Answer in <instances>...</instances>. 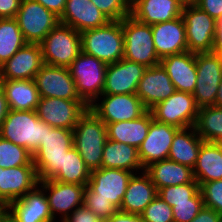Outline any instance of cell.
<instances>
[{"mask_svg": "<svg viewBox=\"0 0 222 222\" xmlns=\"http://www.w3.org/2000/svg\"><path fill=\"white\" fill-rule=\"evenodd\" d=\"M106 140L105 123L88 108L73 129V147L90 171L101 168Z\"/></svg>", "mask_w": 222, "mask_h": 222, "instance_id": "1", "label": "cell"}, {"mask_svg": "<svg viewBox=\"0 0 222 222\" xmlns=\"http://www.w3.org/2000/svg\"><path fill=\"white\" fill-rule=\"evenodd\" d=\"M73 130L46 124L45 136L33 154L39 180L52 179L63 167L65 153L73 147Z\"/></svg>", "mask_w": 222, "mask_h": 222, "instance_id": "2", "label": "cell"}, {"mask_svg": "<svg viewBox=\"0 0 222 222\" xmlns=\"http://www.w3.org/2000/svg\"><path fill=\"white\" fill-rule=\"evenodd\" d=\"M82 52L106 64L124 58L122 20L109 21L106 25L80 33Z\"/></svg>", "mask_w": 222, "mask_h": 222, "instance_id": "3", "label": "cell"}, {"mask_svg": "<svg viewBox=\"0 0 222 222\" xmlns=\"http://www.w3.org/2000/svg\"><path fill=\"white\" fill-rule=\"evenodd\" d=\"M46 123L36 111L9 110L0 126V137L27 149L32 155L45 136Z\"/></svg>", "mask_w": 222, "mask_h": 222, "instance_id": "4", "label": "cell"}, {"mask_svg": "<svg viewBox=\"0 0 222 222\" xmlns=\"http://www.w3.org/2000/svg\"><path fill=\"white\" fill-rule=\"evenodd\" d=\"M40 46L44 64L68 68L82 52L81 35L69 25L59 22Z\"/></svg>", "mask_w": 222, "mask_h": 222, "instance_id": "5", "label": "cell"}, {"mask_svg": "<svg viewBox=\"0 0 222 222\" xmlns=\"http://www.w3.org/2000/svg\"><path fill=\"white\" fill-rule=\"evenodd\" d=\"M108 64L81 52L68 67L79 97L90 106L104 89Z\"/></svg>", "mask_w": 222, "mask_h": 222, "instance_id": "6", "label": "cell"}, {"mask_svg": "<svg viewBox=\"0 0 222 222\" xmlns=\"http://www.w3.org/2000/svg\"><path fill=\"white\" fill-rule=\"evenodd\" d=\"M124 59L149 68L160 64L155 51L151 25L143 24L132 16L122 19Z\"/></svg>", "mask_w": 222, "mask_h": 222, "instance_id": "7", "label": "cell"}, {"mask_svg": "<svg viewBox=\"0 0 222 222\" xmlns=\"http://www.w3.org/2000/svg\"><path fill=\"white\" fill-rule=\"evenodd\" d=\"M133 174V172L116 168L101 167L93 170L85 187L84 198H103L120 209Z\"/></svg>", "mask_w": 222, "mask_h": 222, "instance_id": "8", "label": "cell"}, {"mask_svg": "<svg viewBox=\"0 0 222 222\" xmlns=\"http://www.w3.org/2000/svg\"><path fill=\"white\" fill-rule=\"evenodd\" d=\"M15 19L26 43L40 44L60 22L59 17L34 0H21Z\"/></svg>", "mask_w": 222, "mask_h": 222, "instance_id": "9", "label": "cell"}, {"mask_svg": "<svg viewBox=\"0 0 222 222\" xmlns=\"http://www.w3.org/2000/svg\"><path fill=\"white\" fill-rule=\"evenodd\" d=\"M186 42L191 53H211L217 21L196 5L183 6Z\"/></svg>", "mask_w": 222, "mask_h": 222, "instance_id": "10", "label": "cell"}, {"mask_svg": "<svg viewBox=\"0 0 222 222\" xmlns=\"http://www.w3.org/2000/svg\"><path fill=\"white\" fill-rule=\"evenodd\" d=\"M197 81L193 92L197 107L215 105L222 81V58L211 53L196 54Z\"/></svg>", "mask_w": 222, "mask_h": 222, "instance_id": "11", "label": "cell"}, {"mask_svg": "<svg viewBox=\"0 0 222 222\" xmlns=\"http://www.w3.org/2000/svg\"><path fill=\"white\" fill-rule=\"evenodd\" d=\"M150 112L154 120L184 129L195 125L199 108L193 94L176 91L151 108Z\"/></svg>", "mask_w": 222, "mask_h": 222, "instance_id": "12", "label": "cell"}, {"mask_svg": "<svg viewBox=\"0 0 222 222\" xmlns=\"http://www.w3.org/2000/svg\"><path fill=\"white\" fill-rule=\"evenodd\" d=\"M101 97L97 98L89 109L105 124L134 120L147 111L136 94L101 95ZM100 99L101 103L98 102Z\"/></svg>", "mask_w": 222, "mask_h": 222, "instance_id": "13", "label": "cell"}, {"mask_svg": "<svg viewBox=\"0 0 222 222\" xmlns=\"http://www.w3.org/2000/svg\"><path fill=\"white\" fill-rule=\"evenodd\" d=\"M89 106L84 101L61 98H40L36 108L40 120L54 128L73 130Z\"/></svg>", "mask_w": 222, "mask_h": 222, "instance_id": "14", "label": "cell"}, {"mask_svg": "<svg viewBox=\"0 0 222 222\" xmlns=\"http://www.w3.org/2000/svg\"><path fill=\"white\" fill-rule=\"evenodd\" d=\"M34 81L41 98H61L71 101H83L75 82L66 67L43 64Z\"/></svg>", "mask_w": 222, "mask_h": 222, "instance_id": "15", "label": "cell"}, {"mask_svg": "<svg viewBox=\"0 0 222 222\" xmlns=\"http://www.w3.org/2000/svg\"><path fill=\"white\" fill-rule=\"evenodd\" d=\"M38 185L46 193L50 212L54 219L57 213L61 214L62 221L76 208L83 206L85 185L63 183L52 179L39 180Z\"/></svg>", "mask_w": 222, "mask_h": 222, "instance_id": "16", "label": "cell"}, {"mask_svg": "<svg viewBox=\"0 0 222 222\" xmlns=\"http://www.w3.org/2000/svg\"><path fill=\"white\" fill-rule=\"evenodd\" d=\"M146 69L144 65L124 58L108 64L102 95L136 94Z\"/></svg>", "mask_w": 222, "mask_h": 222, "instance_id": "17", "label": "cell"}, {"mask_svg": "<svg viewBox=\"0 0 222 222\" xmlns=\"http://www.w3.org/2000/svg\"><path fill=\"white\" fill-rule=\"evenodd\" d=\"M38 184L39 178L34 165L0 168V204L7 206Z\"/></svg>", "mask_w": 222, "mask_h": 222, "instance_id": "18", "label": "cell"}, {"mask_svg": "<svg viewBox=\"0 0 222 222\" xmlns=\"http://www.w3.org/2000/svg\"><path fill=\"white\" fill-rule=\"evenodd\" d=\"M178 127L152 120L146 139L138 148L139 160L142 167L149 164L168 159L172 140Z\"/></svg>", "mask_w": 222, "mask_h": 222, "instance_id": "19", "label": "cell"}, {"mask_svg": "<svg viewBox=\"0 0 222 222\" xmlns=\"http://www.w3.org/2000/svg\"><path fill=\"white\" fill-rule=\"evenodd\" d=\"M40 44L26 43L0 67L1 80L34 79L43 65Z\"/></svg>", "mask_w": 222, "mask_h": 222, "instance_id": "20", "label": "cell"}, {"mask_svg": "<svg viewBox=\"0 0 222 222\" xmlns=\"http://www.w3.org/2000/svg\"><path fill=\"white\" fill-rule=\"evenodd\" d=\"M175 92L176 88L169 75L162 65L158 64L145 70L142 79L139 81L136 95L145 108L150 110Z\"/></svg>", "mask_w": 222, "mask_h": 222, "instance_id": "21", "label": "cell"}, {"mask_svg": "<svg viewBox=\"0 0 222 222\" xmlns=\"http://www.w3.org/2000/svg\"><path fill=\"white\" fill-rule=\"evenodd\" d=\"M151 27L155 51L160 59L188 51L182 16L168 22L151 25Z\"/></svg>", "mask_w": 222, "mask_h": 222, "instance_id": "22", "label": "cell"}, {"mask_svg": "<svg viewBox=\"0 0 222 222\" xmlns=\"http://www.w3.org/2000/svg\"><path fill=\"white\" fill-rule=\"evenodd\" d=\"M160 64L169 75L176 91L193 94L196 81V54L185 51L160 59Z\"/></svg>", "mask_w": 222, "mask_h": 222, "instance_id": "23", "label": "cell"}, {"mask_svg": "<svg viewBox=\"0 0 222 222\" xmlns=\"http://www.w3.org/2000/svg\"><path fill=\"white\" fill-rule=\"evenodd\" d=\"M59 21L81 33L85 30L102 27L110 20L91 0H67Z\"/></svg>", "mask_w": 222, "mask_h": 222, "instance_id": "24", "label": "cell"}, {"mask_svg": "<svg viewBox=\"0 0 222 222\" xmlns=\"http://www.w3.org/2000/svg\"><path fill=\"white\" fill-rule=\"evenodd\" d=\"M7 207L20 222H55L46 194L38 185L22 198L11 201Z\"/></svg>", "mask_w": 222, "mask_h": 222, "instance_id": "25", "label": "cell"}, {"mask_svg": "<svg viewBox=\"0 0 222 222\" xmlns=\"http://www.w3.org/2000/svg\"><path fill=\"white\" fill-rule=\"evenodd\" d=\"M182 9L177 0H137L130 6V16L143 24L154 25L182 16Z\"/></svg>", "mask_w": 222, "mask_h": 222, "instance_id": "26", "label": "cell"}, {"mask_svg": "<svg viewBox=\"0 0 222 222\" xmlns=\"http://www.w3.org/2000/svg\"><path fill=\"white\" fill-rule=\"evenodd\" d=\"M136 173L128 183L119 211L140 215L157 196L158 191L144 170L142 175L137 176Z\"/></svg>", "mask_w": 222, "mask_h": 222, "instance_id": "27", "label": "cell"}, {"mask_svg": "<svg viewBox=\"0 0 222 222\" xmlns=\"http://www.w3.org/2000/svg\"><path fill=\"white\" fill-rule=\"evenodd\" d=\"M157 191L167 186L186 184L195 180L193 169L170 159L160 160L144 168Z\"/></svg>", "mask_w": 222, "mask_h": 222, "instance_id": "28", "label": "cell"}, {"mask_svg": "<svg viewBox=\"0 0 222 222\" xmlns=\"http://www.w3.org/2000/svg\"><path fill=\"white\" fill-rule=\"evenodd\" d=\"M152 120V113L150 110H147L137 119L105 124L107 139L132 145L138 149L147 137Z\"/></svg>", "mask_w": 222, "mask_h": 222, "instance_id": "29", "label": "cell"}, {"mask_svg": "<svg viewBox=\"0 0 222 222\" xmlns=\"http://www.w3.org/2000/svg\"><path fill=\"white\" fill-rule=\"evenodd\" d=\"M9 110L36 111L40 101L34 79L28 80H0Z\"/></svg>", "mask_w": 222, "mask_h": 222, "instance_id": "30", "label": "cell"}, {"mask_svg": "<svg viewBox=\"0 0 222 222\" xmlns=\"http://www.w3.org/2000/svg\"><path fill=\"white\" fill-rule=\"evenodd\" d=\"M193 174L200 186L205 182L222 179V143H202Z\"/></svg>", "mask_w": 222, "mask_h": 222, "instance_id": "31", "label": "cell"}, {"mask_svg": "<svg viewBox=\"0 0 222 222\" xmlns=\"http://www.w3.org/2000/svg\"><path fill=\"white\" fill-rule=\"evenodd\" d=\"M203 142L194 126L179 129L173 137L168 159L193 169Z\"/></svg>", "mask_w": 222, "mask_h": 222, "instance_id": "32", "label": "cell"}, {"mask_svg": "<svg viewBox=\"0 0 222 222\" xmlns=\"http://www.w3.org/2000/svg\"><path fill=\"white\" fill-rule=\"evenodd\" d=\"M104 168L123 169L130 172L144 170L135 146L107 139L103 148L102 165Z\"/></svg>", "mask_w": 222, "mask_h": 222, "instance_id": "33", "label": "cell"}, {"mask_svg": "<svg viewBox=\"0 0 222 222\" xmlns=\"http://www.w3.org/2000/svg\"><path fill=\"white\" fill-rule=\"evenodd\" d=\"M194 127L203 141L222 143V107L200 108Z\"/></svg>", "mask_w": 222, "mask_h": 222, "instance_id": "34", "label": "cell"}, {"mask_svg": "<svg viewBox=\"0 0 222 222\" xmlns=\"http://www.w3.org/2000/svg\"><path fill=\"white\" fill-rule=\"evenodd\" d=\"M90 173L91 171L86 167L79 152L72 147L65 153L63 167L52 180L86 186L90 179Z\"/></svg>", "mask_w": 222, "mask_h": 222, "instance_id": "35", "label": "cell"}, {"mask_svg": "<svg viewBox=\"0 0 222 222\" xmlns=\"http://www.w3.org/2000/svg\"><path fill=\"white\" fill-rule=\"evenodd\" d=\"M26 44L15 18L0 19V66Z\"/></svg>", "mask_w": 222, "mask_h": 222, "instance_id": "36", "label": "cell"}, {"mask_svg": "<svg viewBox=\"0 0 222 222\" xmlns=\"http://www.w3.org/2000/svg\"><path fill=\"white\" fill-rule=\"evenodd\" d=\"M34 165L33 155L25 148L0 137V168Z\"/></svg>", "mask_w": 222, "mask_h": 222, "instance_id": "37", "label": "cell"}, {"mask_svg": "<svg viewBox=\"0 0 222 222\" xmlns=\"http://www.w3.org/2000/svg\"><path fill=\"white\" fill-rule=\"evenodd\" d=\"M200 190L199 183L193 182L175 186H167L158 190V196L173 207V203L190 202V199Z\"/></svg>", "mask_w": 222, "mask_h": 222, "instance_id": "38", "label": "cell"}, {"mask_svg": "<svg viewBox=\"0 0 222 222\" xmlns=\"http://www.w3.org/2000/svg\"><path fill=\"white\" fill-rule=\"evenodd\" d=\"M204 207L202 193L199 190L190 202L173 203L174 222H191Z\"/></svg>", "mask_w": 222, "mask_h": 222, "instance_id": "39", "label": "cell"}, {"mask_svg": "<svg viewBox=\"0 0 222 222\" xmlns=\"http://www.w3.org/2000/svg\"><path fill=\"white\" fill-rule=\"evenodd\" d=\"M140 215L144 222H174L172 207L158 195Z\"/></svg>", "mask_w": 222, "mask_h": 222, "instance_id": "40", "label": "cell"}, {"mask_svg": "<svg viewBox=\"0 0 222 222\" xmlns=\"http://www.w3.org/2000/svg\"><path fill=\"white\" fill-rule=\"evenodd\" d=\"M204 206L222 216V179L205 182L200 186Z\"/></svg>", "mask_w": 222, "mask_h": 222, "instance_id": "41", "label": "cell"}, {"mask_svg": "<svg viewBox=\"0 0 222 222\" xmlns=\"http://www.w3.org/2000/svg\"><path fill=\"white\" fill-rule=\"evenodd\" d=\"M110 20H122L130 15V6L125 0H91Z\"/></svg>", "mask_w": 222, "mask_h": 222, "instance_id": "42", "label": "cell"}, {"mask_svg": "<svg viewBox=\"0 0 222 222\" xmlns=\"http://www.w3.org/2000/svg\"><path fill=\"white\" fill-rule=\"evenodd\" d=\"M83 205L106 222L119 209L103 198H84Z\"/></svg>", "mask_w": 222, "mask_h": 222, "instance_id": "43", "label": "cell"}, {"mask_svg": "<svg viewBox=\"0 0 222 222\" xmlns=\"http://www.w3.org/2000/svg\"><path fill=\"white\" fill-rule=\"evenodd\" d=\"M61 222H104V221L83 205L81 207L76 208Z\"/></svg>", "mask_w": 222, "mask_h": 222, "instance_id": "44", "label": "cell"}, {"mask_svg": "<svg viewBox=\"0 0 222 222\" xmlns=\"http://www.w3.org/2000/svg\"><path fill=\"white\" fill-rule=\"evenodd\" d=\"M196 6L207 12L216 21L222 17V0H198Z\"/></svg>", "mask_w": 222, "mask_h": 222, "instance_id": "45", "label": "cell"}, {"mask_svg": "<svg viewBox=\"0 0 222 222\" xmlns=\"http://www.w3.org/2000/svg\"><path fill=\"white\" fill-rule=\"evenodd\" d=\"M21 0H0V19L15 18L19 11Z\"/></svg>", "mask_w": 222, "mask_h": 222, "instance_id": "46", "label": "cell"}, {"mask_svg": "<svg viewBox=\"0 0 222 222\" xmlns=\"http://www.w3.org/2000/svg\"><path fill=\"white\" fill-rule=\"evenodd\" d=\"M222 216L211 208L203 207L191 222H219Z\"/></svg>", "mask_w": 222, "mask_h": 222, "instance_id": "47", "label": "cell"}, {"mask_svg": "<svg viewBox=\"0 0 222 222\" xmlns=\"http://www.w3.org/2000/svg\"><path fill=\"white\" fill-rule=\"evenodd\" d=\"M42 4L46 9L53 12L59 18L64 12L67 0H34Z\"/></svg>", "mask_w": 222, "mask_h": 222, "instance_id": "48", "label": "cell"}, {"mask_svg": "<svg viewBox=\"0 0 222 222\" xmlns=\"http://www.w3.org/2000/svg\"><path fill=\"white\" fill-rule=\"evenodd\" d=\"M106 222H144L141 215L117 211Z\"/></svg>", "mask_w": 222, "mask_h": 222, "instance_id": "49", "label": "cell"}, {"mask_svg": "<svg viewBox=\"0 0 222 222\" xmlns=\"http://www.w3.org/2000/svg\"><path fill=\"white\" fill-rule=\"evenodd\" d=\"M212 52L222 58V17L217 20L214 46Z\"/></svg>", "mask_w": 222, "mask_h": 222, "instance_id": "50", "label": "cell"}, {"mask_svg": "<svg viewBox=\"0 0 222 222\" xmlns=\"http://www.w3.org/2000/svg\"><path fill=\"white\" fill-rule=\"evenodd\" d=\"M9 112V107L7 104L5 92L0 85V126L3 123L4 119L6 118V115Z\"/></svg>", "mask_w": 222, "mask_h": 222, "instance_id": "51", "label": "cell"}, {"mask_svg": "<svg viewBox=\"0 0 222 222\" xmlns=\"http://www.w3.org/2000/svg\"><path fill=\"white\" fill-rule=\"evenodd\" d=\"M0 222H20V221L7 206H3L0 209Z\"/></svg>", "mask_w": 222, "mask_h": 222, "instance_id": "52", "label": "cell"}, {"mask_svg": "<svg viewBox=\"0 0 222 222\" xmlns=\"http://www.w3.org/2000/svg\"><path fill=\"white\" fill-rule=\"evenodd\" d=\"M215 106L222 107V81L219 85L218 95L215 101Z\"/></svg>", "mask_w": 222, "mask_h": 222, "instance_id": "53", "label": "cell"}, {"mask_svg": "<svg viewBox=\"0 0 222 222\" xmlns=\"http://www.w3.org/2000/svg\"><path fill=\"white\" fill-rule=\"evenodd\" d=\"M182 6L196 5L198 0H177Z\"/></svg>", "mask_w": 222, "mask_h": 222, "instance_id": "54", "label": "cell"}, {"mask_svg": "<svg viewBox=\"0 0 222 222\" xmlns=\"http://www.w3.org/2000/svg\"><path fill=\"white\" fill-rule=\"evenodd\" d=\"M129 6H132L137 0H125Z\"/></svg>", "mask_w": 222, "mask_h": 222, "instance_id": "55", "label": "cell"}]
</instances>
